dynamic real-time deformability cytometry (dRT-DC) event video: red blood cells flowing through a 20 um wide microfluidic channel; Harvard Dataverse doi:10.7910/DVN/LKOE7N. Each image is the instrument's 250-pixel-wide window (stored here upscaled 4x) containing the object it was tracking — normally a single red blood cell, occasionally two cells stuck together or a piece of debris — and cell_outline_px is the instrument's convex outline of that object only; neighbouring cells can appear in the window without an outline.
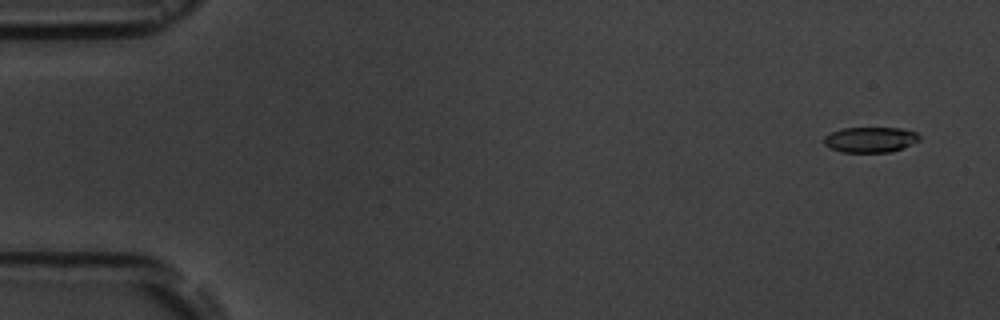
{"species": "common noctule bat (a hibernating species)", "species_latin": "Nyctalus noctula", "temperature_condition": "room temperature", "stored_images_in_passage": 5, "camera_frame_rate_fps": 3000, "um_per_image_px": 0.085, "animal": {"sex": "male", "body_mass_g": 19.5, "forearm_length_mm": 54.6}, "frame": {"image": 1, "passage_image": 1, "time_ms": 0.0, "image_size_px": [1000, 320], "cell_outline_px": [[920, 140], [892, 152], [840, 152], [824, 144], [824, 136], [832, 132], [844, 128], [900, 128], [916, 132], [920, 136]], "centroid_in_image_um": [73.98, 11.87], "position_along_channel_um": 11.0, "area_um2": 14.05}}